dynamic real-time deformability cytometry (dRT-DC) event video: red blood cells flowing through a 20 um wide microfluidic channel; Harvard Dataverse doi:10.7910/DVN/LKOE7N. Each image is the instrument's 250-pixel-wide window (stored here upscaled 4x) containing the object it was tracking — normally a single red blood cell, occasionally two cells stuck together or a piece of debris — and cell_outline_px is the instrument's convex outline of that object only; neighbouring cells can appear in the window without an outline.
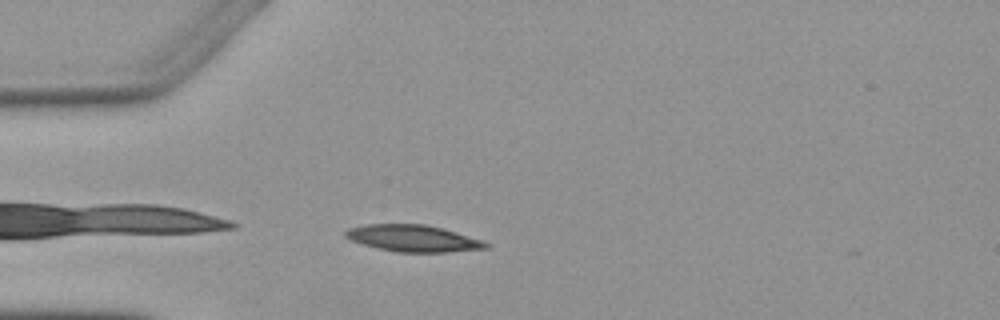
{"species": "Egyptian fruit bat (a non-hibernating species)", "species_latin": "Rousettus aegyptiacus", "temperature_condition": "warm", "stored_images_in_passage": 3, "camera_frame_rate_fps": 3000, "um_per_image_px": 0.085, "animal": {"sex": "female"}, "frame": {"image": 1, "passage_image": 3, "time_ms": 2.667, "image_size_px": [1000, 320], "cell_outline_px": [[492, 244], [488, 248], [448, 252], [396, 252], [376, 248], [352, 240], [344, 236], [344, 232], [348, 228], [364, 224], [424, 224], [444, 228], [484, 240]], "centroid_in_image_um": [35.16, 20.25], "position_along_channel_um": 49.8, "area_um2": 22.08}}